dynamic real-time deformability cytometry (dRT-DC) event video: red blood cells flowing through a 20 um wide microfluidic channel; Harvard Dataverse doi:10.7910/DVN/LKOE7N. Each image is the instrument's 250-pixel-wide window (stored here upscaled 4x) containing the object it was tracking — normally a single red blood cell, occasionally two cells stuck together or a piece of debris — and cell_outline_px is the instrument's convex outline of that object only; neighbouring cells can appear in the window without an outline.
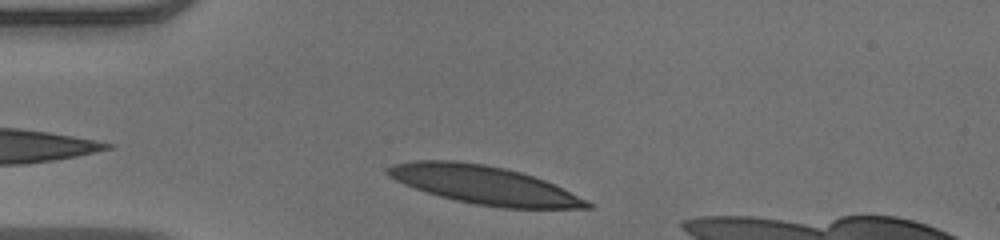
{"species": "human", "species_latin": "Homo sapiens", "temperature_condition": "warm", "stored_images_in_passage": 33, "camera_frame_rate_fps": 3000, "um_per_image_px": 0.085, "donor": {"sex": "male"}, "frame": {"image": 1, "passage_image": 3, "time_ms": 0.667, "image_size_px": [1000, 240], "cell_outline_px": [[592, 208], [504, 208], [476, 204], [456, 200], [428, 192], [416, 188], [396, 180], [388, 176], [388, 168], [396, 164], [416, 160], [452, 160], [484, 164], [504, 168], [520, 172], [544, 180], [592, 204]], "centroid_in_image_um": [41.12, 15.71], "position_along_channel_um": 43.9, "area_um2": 43.29}}
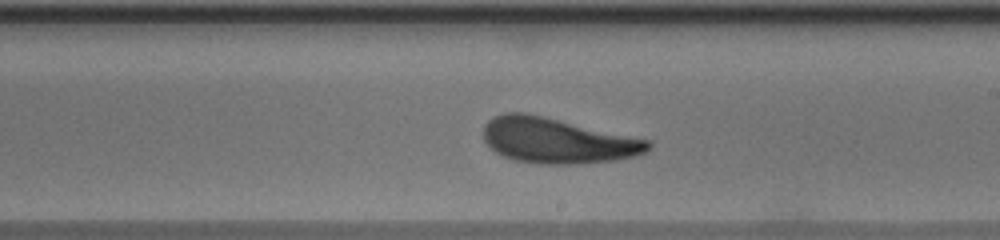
{"frame": {"image": 2, "passage_image": 20, "time_ms": 6.333, "image_size_px": [1000, 240], "cell_outline_px": [[652, 148], [648, 152], [616, 160], [568, 164], [544, 164], [516, 160], [504, 156], [496, 152], [484, 140], [484, 124], [492, 116], [504, 112], [528, 112], [652, 140]], "centroid_in_image_um": [47.4, 11.92], "position_along_channel_um": 241.6, "area_um2": 43.93}}
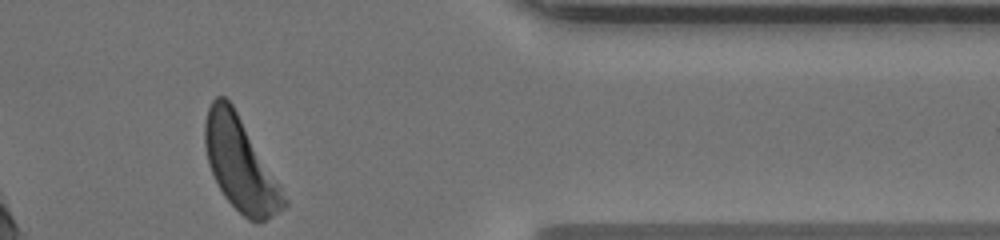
{"frame": {"image": 3, "passage_image": 33, "time_ms": 10.667, "image_size_px": [1000, 240], "cell_outline_px": [[288, 204], [284, 208], [264, 220], [248, 220], [224, 196], [212, 172], [208, 160], [204, 144], [204, 124], [208, 108], [212, 100], [216, 96], [224, 96], [232, 104], [288, 200]], "centroid_in_image_um": [20.4, 13.93], "position_along_channel_um": 391.0, "area_um2": 41.5}, "authors_computed_cell_mechanics": {"area_um2": 42.7142, "velocity_mm_per_s": 3.9211, "shape_relaxation_time_tau1_ms": 4.0538, "shape_relaxation_time_tau2_ms": 1.8648, "deformation_change_tau1": 0.1727, "deformation_change_tau2": 0.1027}}